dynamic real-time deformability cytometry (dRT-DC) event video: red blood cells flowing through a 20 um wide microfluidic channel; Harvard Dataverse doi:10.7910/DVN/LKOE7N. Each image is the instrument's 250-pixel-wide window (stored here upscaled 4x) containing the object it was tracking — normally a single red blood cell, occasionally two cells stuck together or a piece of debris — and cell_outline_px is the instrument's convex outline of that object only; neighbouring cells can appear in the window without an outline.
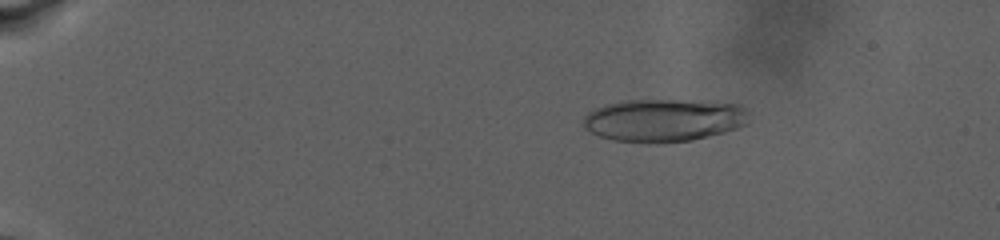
{"species": "human", "species_latin": "Homo sapiens", "temperature_condition": "warm", "stored_images_in_passage": 74, "camera_frame_rate_fps": 3000, "um_per_image_px": 0.085, "donor": {"sex": "male"}, "frame": {"image": 1, "passage_image": 13, "time_ms": 5.333, "image_size_px": [1000, 240], "cell_outline_px": [[744, 124], [736, 128], [724, 132], [692, 140], [612, 140], [600, 136], [584, 128], [584, 116], [588, 112], [596, 108], [608, 104], [624, 100], [676, 100], [736, 104], [744, 108]], "centroid_in_image_um": [56.35, 10.18], "position_along_channel_um": 28.6, "area_um2": 39.59}}
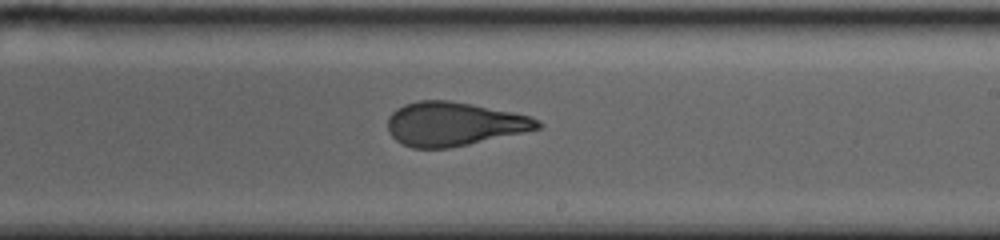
{"frame": {"image": 2, "passage_image": 44, "time_ms": 19.0, "image_size_px": [1000, 240], "cell_outline_px": [[544, 124], [540, 128], [524, 132], [468, 144], [448, 148], [412, 148], [396, 140], [388, 132], [388, 116], [396, 108], [404, 104], [420, 100], [448, 100], [472, 104], [532, 116], [540, 120]], "centroid_in_image_um": [38.58, 10.53], "position_along_channel_um": 250.4, "area_um2": 38.26}}
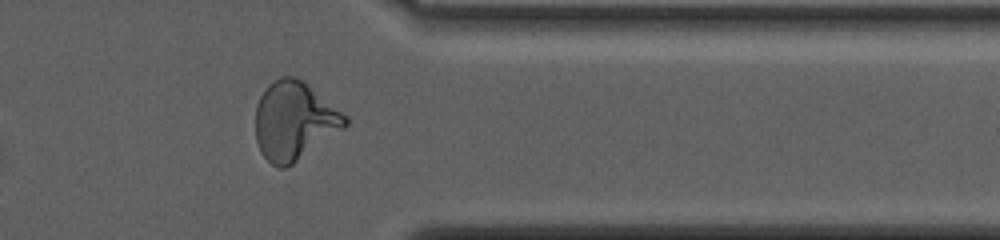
{"frame": {"image": 3, "passage_image": 60, "time_ms": 24.667, "image_size_px": [1000, 240], "cell_outline_px": [[348, 124], [344, 128], [292, 164], [284, 168], [280, 168], [272, 164], [260, 152], [256, 140], [256, 104], [260, 96], [268, 84], [280, 76], [292, 76], [300, 80], [348, 116]], "centroid_in_image_um": [24.99, 10.28], "position_along_channel_um": 386.4, "area_um2": 40.34}, "authors_computed_cell_mechanics": {"area_um2": 39.9398, "velocity_mm_per_s": 2.4693, "shape_relaxation_time_tau1_ms": null, "shape_relaxation_time_tau2_ms": 1.4764, "deformation_change_tau1": null, "deformation_change_tau2": 0.0914}}